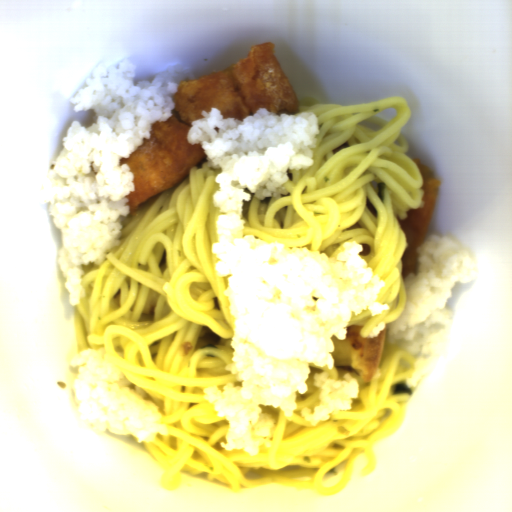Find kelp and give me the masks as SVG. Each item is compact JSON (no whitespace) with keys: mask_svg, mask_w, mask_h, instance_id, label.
I'll return each instance as SVG.
<instances>
[{"mask_svg":"<svg viewBox=\"0 0 512 512\" xmlns=\"http://www.w3.org/2000/svg\"><path fill=\"white\" fill-rule=\"evenodd\" d=\"M386 190L385 182H378L377 184V198L378 201L385 204L384 193Z\"/></svg>","mask_w":512,"mask_h":512,"instance_id":"cf089659","label":"kelp"},{"mask_svg":"<svg viewBox=\"0 0 512 512\" xmlns=\"http://www.w3.org/2000/svg\"><path fill=\"white\" fill-rule=\"evenodd\" d=\"M393 392H394V394L395 393H408V396H413V390L402 381L397 384V386L394 388Z\"/></svg>","mask_w":512,"mask_h":512,"instance_id":"99668d17","label":"kelp"}]
</instances>
